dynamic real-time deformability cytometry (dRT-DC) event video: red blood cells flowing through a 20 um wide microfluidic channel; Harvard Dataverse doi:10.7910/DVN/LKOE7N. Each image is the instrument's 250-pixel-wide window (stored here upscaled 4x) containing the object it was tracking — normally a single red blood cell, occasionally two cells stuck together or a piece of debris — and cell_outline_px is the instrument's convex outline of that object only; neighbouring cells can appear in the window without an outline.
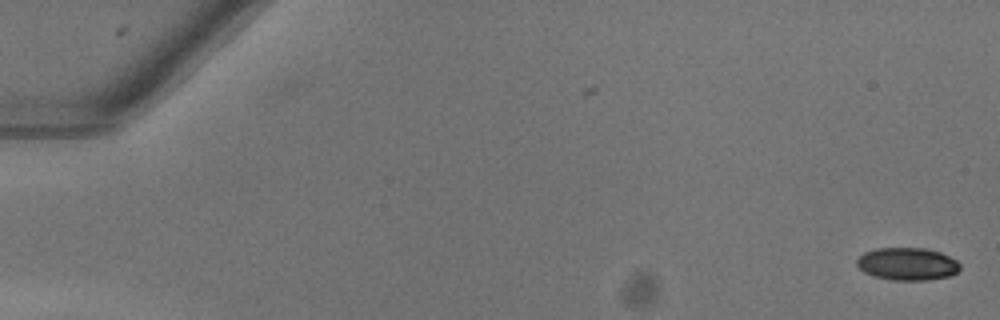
{"species": "common noctule bat (a hibernating species)", "species_latin": "Nyctalus noctula", "temperature_condition": "warm", "stored_images_in_passage": 16, "camera_frame_rate_fps": 3000, "um_per_image_px": 0.085, "animal": {"sex": "female"}, "frame": {"image": 1, "passage_image": 1, "time_ms": 0.0, "image_size_px": [1000, 320], "cell_outline_px": [[960, 268], [956, 272], [948, 276], [924, 280], [892, 280], [872, 276], [864, 272], [856, 264], [856, 260], [864, 252], [876, 248], [928, 248], [940, 252], [956, 260], [960, 264]], "centroid_in_image_um": [77.1, 22.43], "position_along_channel_um": 7.9, "area_um2": 19.59}}
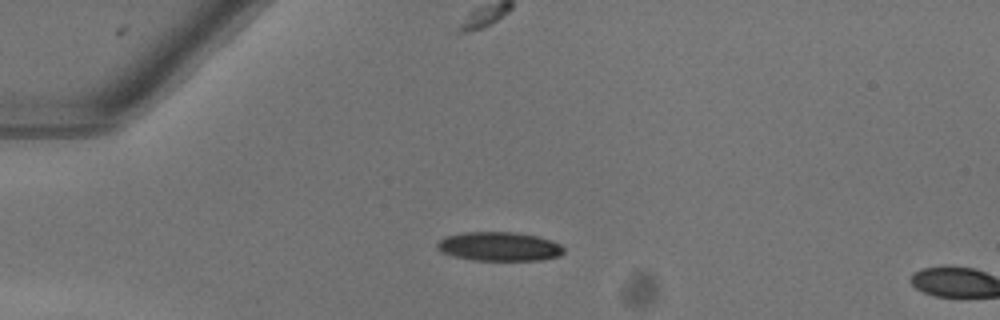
{"frame": {"image": 2, "passage_image": 14, "time_ms": 4.333, "image_size_px": [1000, 320], "cell_outline_px": [[564, 252], [560, 256], [540, 260], [472, 260], [452, 256], [440, 252], [436, 248], [436, 244], [444, 236], [464, 232], [516, 232], [536, 236], [552, 240], [560, 244], [564, 248]], "centroid_in_image_um": [42.41, 20.95], "position_along_channel_um": 42.6, "area_um2": 21.62}}